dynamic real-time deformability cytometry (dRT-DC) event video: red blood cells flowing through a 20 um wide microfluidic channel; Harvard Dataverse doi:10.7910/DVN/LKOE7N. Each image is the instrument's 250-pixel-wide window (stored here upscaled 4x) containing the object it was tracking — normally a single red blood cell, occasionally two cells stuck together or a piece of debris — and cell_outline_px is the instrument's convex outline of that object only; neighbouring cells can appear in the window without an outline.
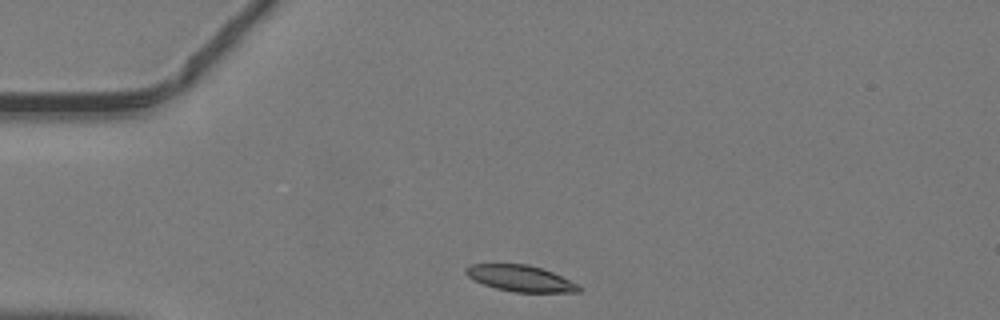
{"species": "common noctule bat (a hibernating species)", "species_latin": "Nyctalus noctula", "temperature_condition": "warm", "stored_images_in_passage": 9, "camera_frame_rate_fps": 3000, "um_per_image_px": 0.085, "animal": {"sex": "male", "body_mass_g": 19.2, "forearm_length_mm": 51.8}, "frame": {"image": 1, "passage_image": 1, "time_ms": 0.0, "image_size_px": [1000, 320], "cell_outline_px": [[580, 292], [516, 292], [496, 288], [484, 284], [468, 276], [464, 272], [464, 268], [472, 264], [528, 264], [552, 272], [580, 284]], "centroid_in_image_um": [44.26, 23.66], "position_along_channel_um": 40.7, "area_um2": 17.11}}
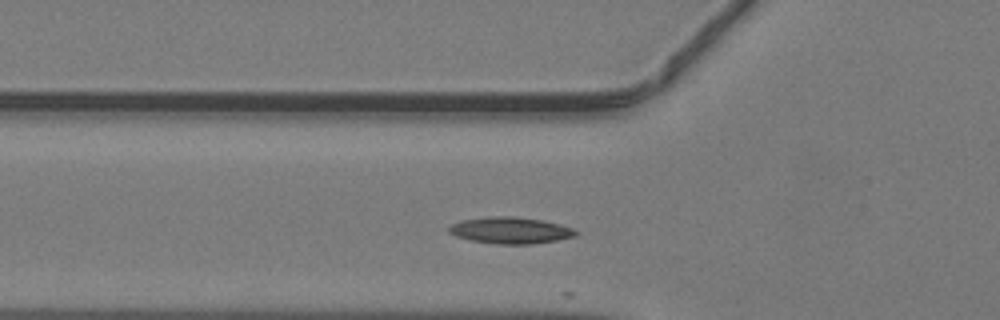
{"frame": {"image": 2, "passage_image": 6, "time_ms": 1.667, "image_size_px": [1000, 320], "cell_outline_px": [[576, 236], [556, 240], [532, 244], [496, 244], [472, 240], [456, 236], [448, 232], [448, 228], [452, 224], [464, 220], [488, 216], [512, 216], [540, 220], [560, 224], [572, 228], [576, 232]], "centroid_in_image_um": [43.37, 19.58], "position_along_channel_um": 82.4, "area_um2": 19.36}}
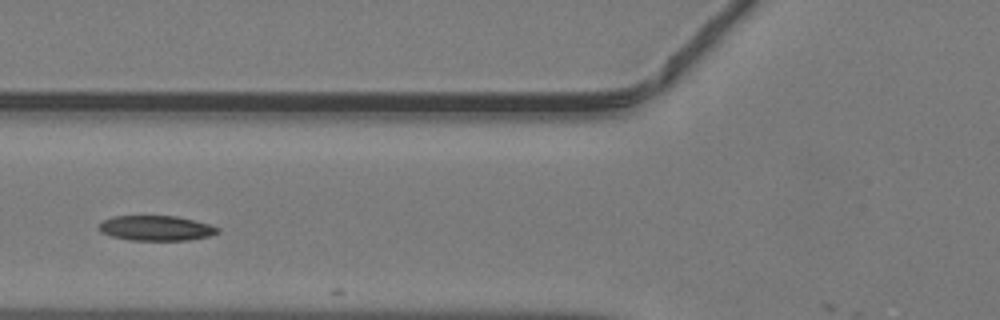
{"frame": {"image": 3, "passage_image": 8, "time_ms": 2.333, "image_size_px": [1000, 320], "cell_outline_px": [[220, 232], [208, 236], [188, 240], [128, 240], [112, 236], [100, 232], [96, 228], [104, 220], [112, 216], [176, 216], [208, 224], [220, 228]], "centroid_in_image_um": [13.23, 19.39], "position_along_channel_um": 112.6, "area_um2": 17.28}}